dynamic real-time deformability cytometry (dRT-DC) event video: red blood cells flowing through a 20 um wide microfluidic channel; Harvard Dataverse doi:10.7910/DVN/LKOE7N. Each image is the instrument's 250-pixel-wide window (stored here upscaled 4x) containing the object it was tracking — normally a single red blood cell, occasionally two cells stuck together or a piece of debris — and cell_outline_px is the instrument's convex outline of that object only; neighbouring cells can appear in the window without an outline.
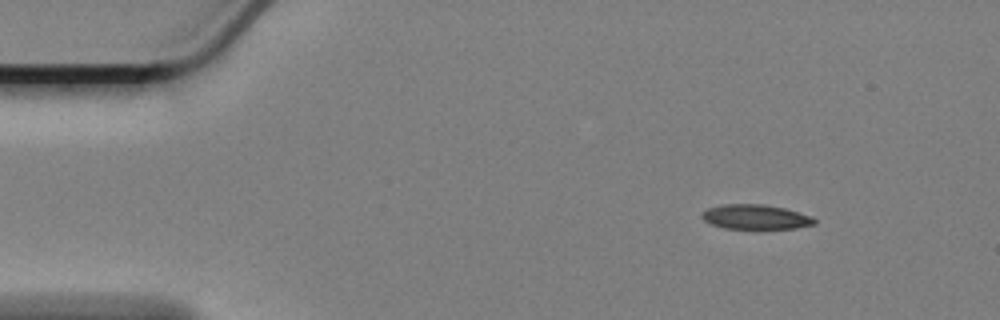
{"species": "Egyptian fruit bat (a non-hibernating species)", "species_latin": "Rousettus aegyptiacus", "temperature_condition": "cold", "stored_images_in_passage": 52, "camera_frame_rate_fps": 3000, "um_per_image_px": 0.085, "animal": {"sex": "female"}, "frame": {"image": 1, "passage_image": 1, "time_ms": 0.0, "image_size_px": [1000, 320], "cell_outline_px": [[816, 224], [796, 228], [756, 232], [724, 228], [708, 224], [700, 216], [708, 208], [720, 204], [764, 204], [784, 208], [812, 216], [816, 220]], "centroid_in_image_um": [64.22, 18.5], "position_along_channel_um": 20.8, "area_um2": 17.22}}
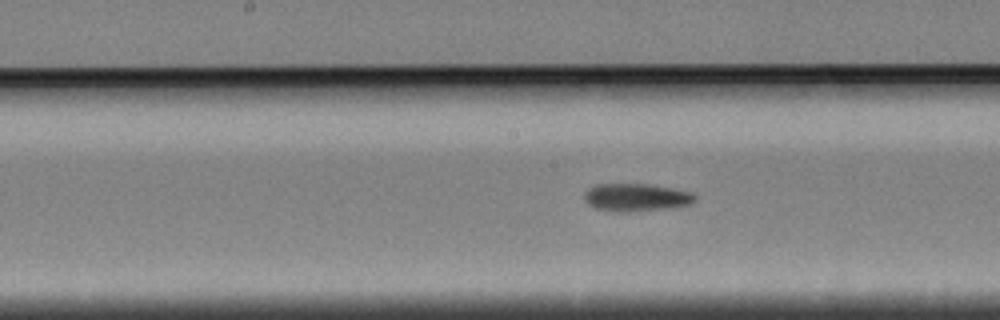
{"frame": {"image": 2, "passage_image": 23, "time_ms": 7.333, "image_size_px": [1000, 320], "cell_outline_px": [[696, 200], [692, 204], [676, 208], [628, 212], [620, 212], [596, 208], [588, 204], [584, 200], [584, 192], [588, 188], [596, 184], [648, 184], [672, 188], [692, 192], [696, 196]], "centroid_in_image_um": [54.11, 16.78], "position_along_channel_um": 194.1, "area_um2": 18.21}}
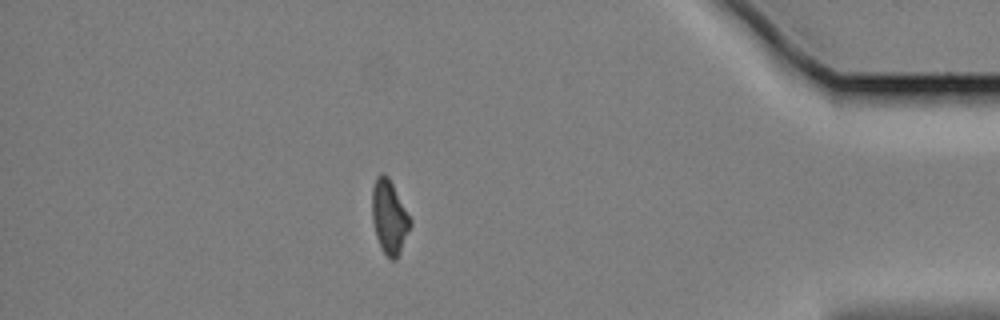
{"frame": {"image": 3, "passage_image": 45, "time_ms": 14.667, "image_size_px": [1000, 320], "cell_outline_px": [[412, 224], [400, 252], [396, 260], [388, 260], [380, 248], [376, 236], [372, 220], [372, 188], [376, 176], [380, 172], [384, 172], [388, 176], [412, 220]], "centroid_in_image_um": [33.08, 18.46], "position_along_channel_um": 402.1, "area_um2": 16.7}}